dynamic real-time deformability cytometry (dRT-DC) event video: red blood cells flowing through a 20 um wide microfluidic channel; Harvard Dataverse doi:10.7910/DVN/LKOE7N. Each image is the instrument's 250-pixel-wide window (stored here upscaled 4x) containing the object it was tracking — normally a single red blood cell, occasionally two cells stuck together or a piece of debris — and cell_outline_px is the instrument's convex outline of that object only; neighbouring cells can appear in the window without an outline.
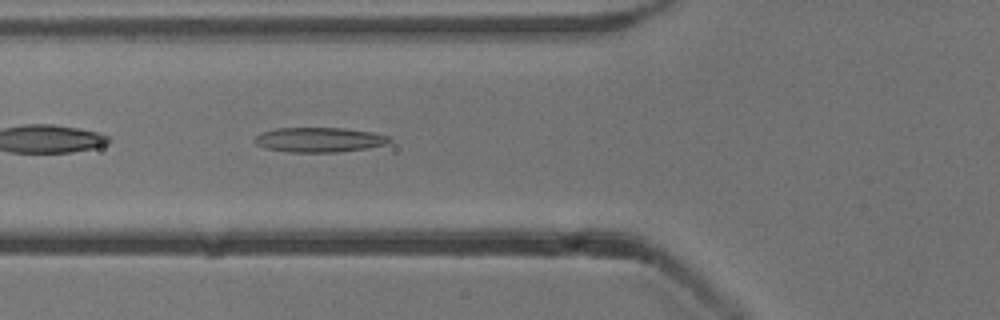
{"species": "common noctule bat (a hibernating species)", "species_latin": "Nyctalus noctula", "temperature_condition": "cold", "stored_images_in_passage": 47, "camera_frame_rate_fps": 3000, "um_per_image_px": 0.085, "animal": {"sex": "male", "body_mass_g": 13.3}, "frame": {"image": 1, "passage_image": 14, "time_ms": 4.333, "image_size_px": [1000, 320], "cell_outline_px": [[392, 140], [388, 144], [368, 148], [336, 152], [288, 152], [264, 148], [256, 144], [252, 140], [260, 132], [276, 128], [344, 128], [372, 132], [388, 136]], "centroid_in_image_um": [27.11, 11.88], "position_along_channel_um": 98.7, "area_um2": 19.59}}
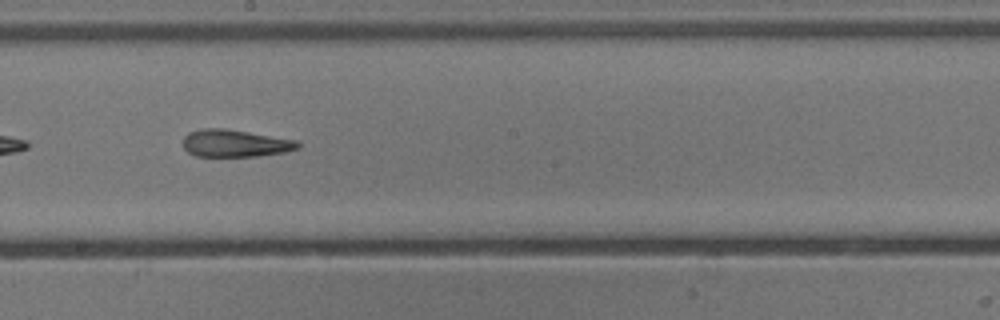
{"frame": {"image": 2, "passage_image": 24, "time_ms": 7.667, "image_size_px": [1000, 320], "cell_outline_px": [[300, 148], [284, 152], [256, 156], [196, 156], [188, 152], [184, 148], [184, 136], [188, 132], [200, 128], [224, 128], [296, 140], [300, 144]], "centroid_in_image_um": [19.96, 12.17], "position_along_channel_um": 228.2, "area_um2": 18.21}}
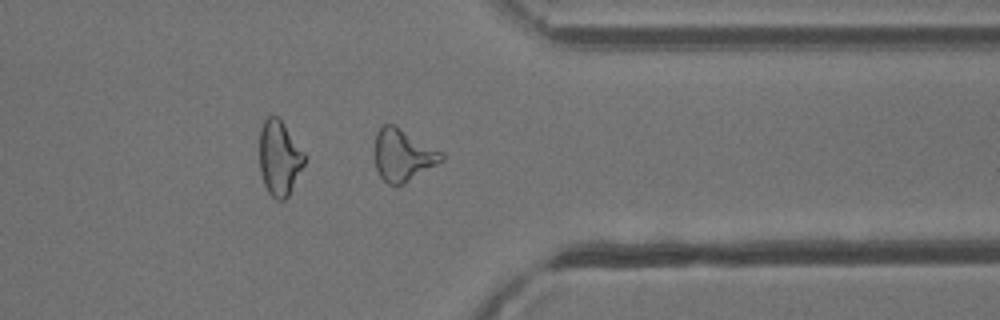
{"frame": {"image": 3, "passage_image": 36, "time_ms": 11.667, "image_size_px": [1000, 320], "cell_outline_px": [[444, 160], [404, 184], [388, 184], [380, 176], [376, 168], [376, 132], [384, 124], [392, 124], [444, 152]], "centroid_in_image_um": [34.28, 13.19], "position_along_channel_um": 377.1, "area_um2": 19.94}, "authors_computed_cell_mechanics": {"area_um2": 19.7676, "velocity_mm_per_s": 3.8774, "shape_relaxation_time_tau1_ms": null, "shape_relaxation_time_tau2_ms": 2.6365, "deformation_change_tau1": null, "deformation_change_tau2": 0.1209}}